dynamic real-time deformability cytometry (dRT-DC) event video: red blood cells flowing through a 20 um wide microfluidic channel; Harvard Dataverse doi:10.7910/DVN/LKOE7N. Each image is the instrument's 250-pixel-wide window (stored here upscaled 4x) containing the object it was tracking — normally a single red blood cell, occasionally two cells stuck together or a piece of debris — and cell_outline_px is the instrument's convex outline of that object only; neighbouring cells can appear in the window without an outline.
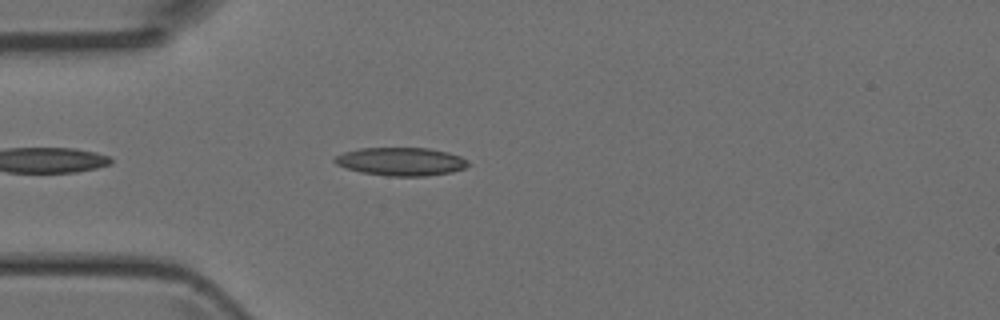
{"species": "Egyptian fruit bat (a non-hibernating species)", "species_latin": "Rousettus aegyptiacus", "temperature_condition": "room temperature", "stored_images_in_passage": 16, "camera_frame_rate_fps": 3000, "um_per_image_px": 0.085, "animal": {"sex": "female"}, "frame": {"image": 1, "passage_image": 1, "time_ms": 0.0, "image_size_px": [1000, 320], "cell_outline_px": [[468, 164], [464, 168], [452, 172], [424, 176], [388, 176], [360, 172], [336, 164], [332, 160], [336, 156], [344, 152], [360, 148], [428, 148], [448, 152], [460, 156], [468, 160]], "centroid_in_image_um": [34.08, 13.73], "position_along_channel_um": 50.9, "area_um2": 21.85}}
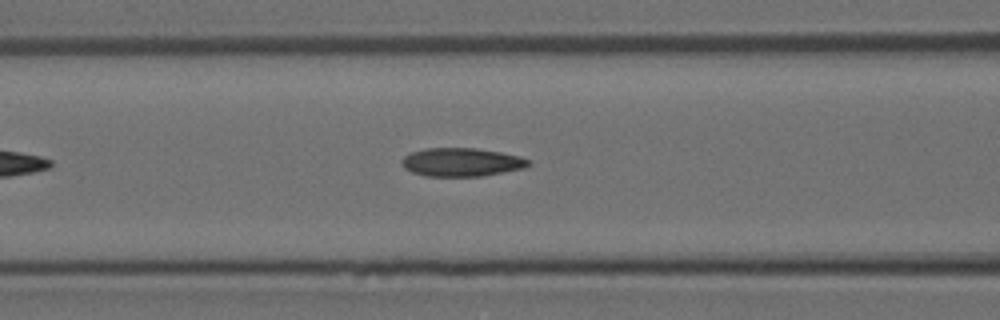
{"frame": {"image": 2, "passage_image": 7, "time_ms": 2.0, "image_size_px": [1000, 320], "cell_outline_px": [[532, 164], [524, 168], [504, 172], [480, 176], [428, 176], [412, 172], [404, 168], [400, 160], [404, 156], [412, 152], [424, 148], [476, 148], [500, 152], [520, 156], [532, 160]], "centroid_in_image_um": [39.25, 13.78], "position_along_channel_um": 127.3, "area_um2": 21.1}}
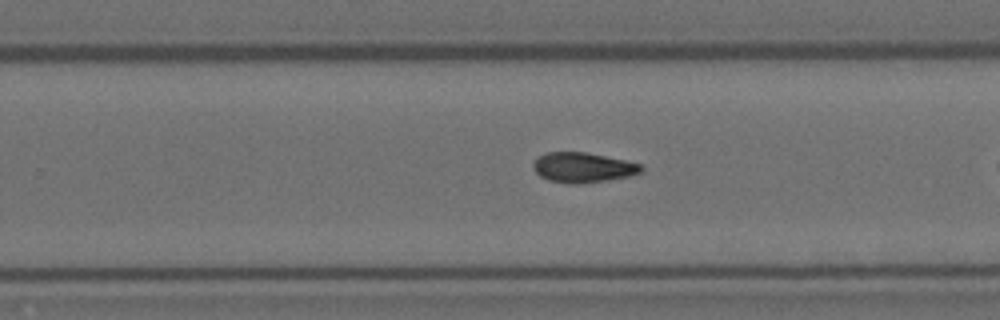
{"frame": {"image": 3, "passage_image": 15, "time_ms": 4.667, "image_size_px": [1000, 320], "cell_outline_px": [[644, 168], [640, 172], [628, 176], [608, 180], [576, 184], [572, 184], [548, 180], [540, 176], [532, 168], [532, 164], [540, 156], [548, 152], [584, 152], [624, 160], [640, 164]], "centroid_in_image_um": [49.52, 14.24], "position_along_channel_um": 280.3, "area_um2": 18.61}}